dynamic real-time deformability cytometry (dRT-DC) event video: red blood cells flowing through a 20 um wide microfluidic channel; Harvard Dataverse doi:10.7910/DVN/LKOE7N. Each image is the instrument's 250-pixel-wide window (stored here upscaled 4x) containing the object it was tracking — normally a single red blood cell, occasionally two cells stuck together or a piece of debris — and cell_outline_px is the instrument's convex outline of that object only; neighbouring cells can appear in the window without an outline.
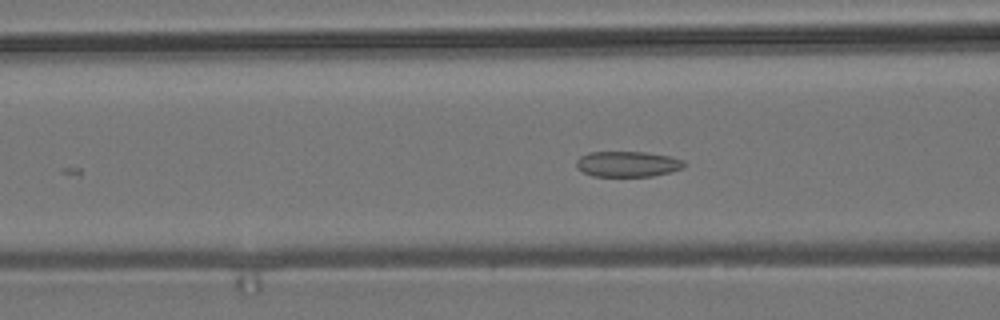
{"species": "common noctule bat (a hibernating species)", "species_latin": "Nyctalus noctula", "temperature_condition": "room temperature", "stored_images_in_passage": 25, "camera_frame_rate_fps": 3000, "um_per_image_px": 0.085, "animal": {"sex": "male", "body_mass_g": 19.2, "forearm_length_mm": 51.8}, "frame": {"image": 1, "passage_image": 13, "time_ms": 4.0, "image_size_px": [1000, 320], "cell_outline_px": [[688, 164], [684, 168], [652, 176], [592, 176], [576, 168], [576, 160], [580, 156], [588, 152], [644, 152], [668, 156], [684, 160]], "centroid_in_image_um": [53.34, 13.94], "position_along_channel_um": 113.3, "area_um2": 16.13}}
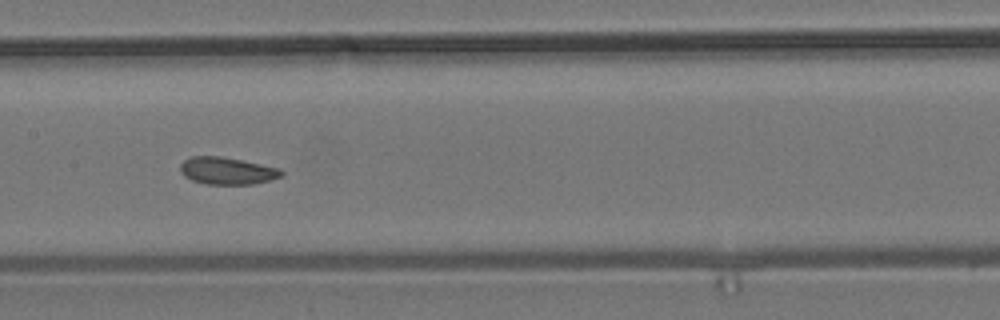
{"frame": {"image": 2, "passage_image": 19, "time_ms": 6.0, "image_size_px": [1000, 320], "cell_outline_px": [[284, 176], [252, 184], [208, 184], [192, 180], [184, 176], [180, 172], [180, 164], [184, 160], [192, 156], [220, 156], [280, 168], [284, 172]], "centroid_in_image_um": [19.3, 14.52], "position_along_channel_um": 188.1, "area_um2": 15.95}}
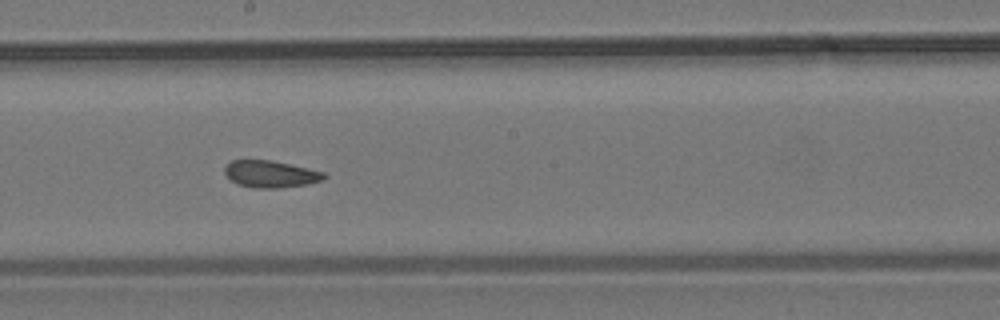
{"frame": {"image": 3, "passage_image": 22, "time_ms": 7.0, "image_size_px": [1000, 320], "cell_outline_px": [[328, 176], [324, 180], [308, 184], [280, 188], [252, 188], [236, 184], [224, 172], [224, 168], [232, 160], [272, 160], [308, 168], [324, 172]], "centroid_in_image_um": [23.03, 14.8], "position_along_channel_um": 225.2, "area_um2": 15.72}}